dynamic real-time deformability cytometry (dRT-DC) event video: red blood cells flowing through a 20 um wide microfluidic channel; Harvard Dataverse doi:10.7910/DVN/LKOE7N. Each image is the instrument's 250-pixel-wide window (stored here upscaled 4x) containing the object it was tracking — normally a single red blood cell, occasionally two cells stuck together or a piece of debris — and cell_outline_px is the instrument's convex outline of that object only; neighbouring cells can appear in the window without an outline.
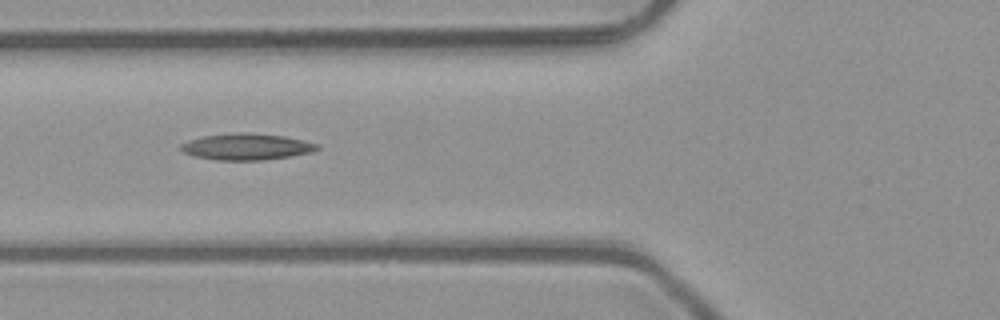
{"species": "common noctule bat (a hibernating species)", "species_latin": "Nyctalus noctula", "temperature_condition": "room temperature", "stored_images_in_passage": 5, "camera_frame_rate_fps": 3000, "um_per_image_px": 0.085, "animal": {"sex": "male", "body_mass_g": 23.1, "forearm_length_mm": 52.7}, "frame": {"image": 1, "passage_image": 3, "time_ms": 0.667, "image_size_px": [1000, 320], "cell_outline_px": [[320, 148], [308, 152], [288, 156], [260, 160], [216, 160], [192, 156], [184, 152], [180, 148], [180, 144], [188, 140], [204, 136], [236, 132], [244, 132], [284, 136], [304, 140], [320, 144]], "centroid_in_image_um": [20.92, 12.46], "position_along_channel_um": 104.9, "area_um2": 20.87}}
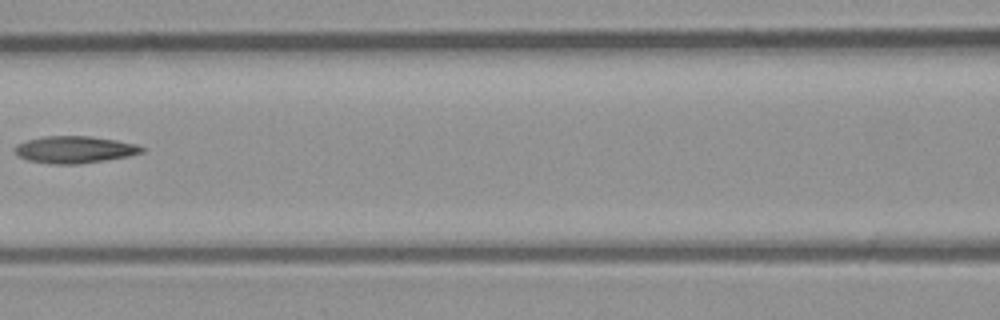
{"frame": {"image": 2, "passage_image": 4, "time_ms": 1.0, "image_size_px": [1000, 320], "cell_outline_px": [[148, 148], [144, 152], [128, 156], [80, 164], [52, 164], [28, 160], [20, 156], [12, 148], [16, 144], [28, 140], [44, 136], [88, 136], [116, 140], [136, 144]], "centroid_in_image_um": [6.37, 12.71], "position_along_channel_um": 160.2, "area_um2": 20.0}}
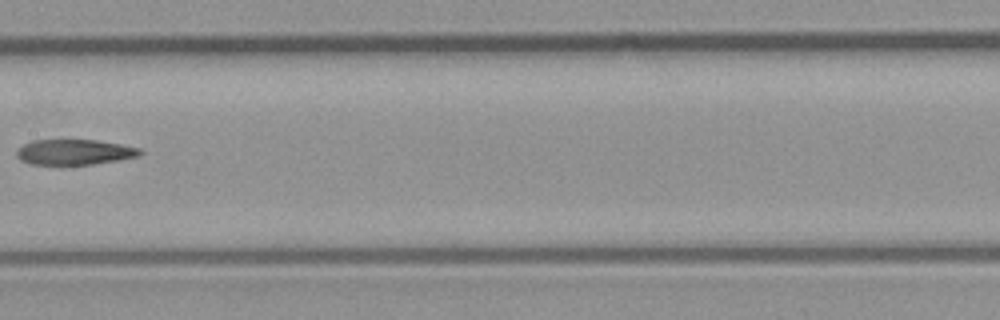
{"frame": {"image": 3, "passage_image": 5, "time_ms": 1.333, "image_size_px": [1000, 320], "cell_outline_px": [[144, 152], [140, 156], [92, 164], [32, 164], [20, 160], [16, 156], [16, 152], [24, 144], [32, 140], [96, 140], [120, 144], [140, 148]], "centroid_in_image_um": [6.34, 12.92], "position_along_channel_um": 201.1, "area_um2": 18.09}}